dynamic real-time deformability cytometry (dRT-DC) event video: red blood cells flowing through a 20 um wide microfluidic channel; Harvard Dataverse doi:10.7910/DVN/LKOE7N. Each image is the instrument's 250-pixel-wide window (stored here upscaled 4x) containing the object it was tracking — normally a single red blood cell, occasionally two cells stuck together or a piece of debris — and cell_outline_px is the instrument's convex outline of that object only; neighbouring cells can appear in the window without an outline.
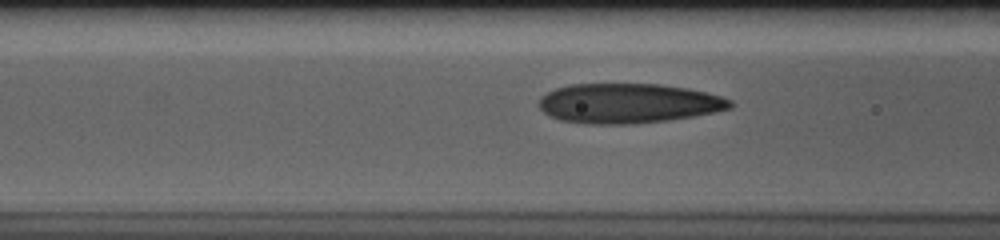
{"species": "human", "species_latin": "Homo sapiens", "temperature_condition": "cold", "stored_images_in_passage": 21, "camera_frame_rate_fps": 3000, "um_per_image_px": 0.085, "donor": {"sex": "male"}, "frame": {"image": 1, "passage_image": 18, "time_ms": 5.667, "image_size_px": [1000, 240], "cell_outline_px": [[732, 108], [692, 116], [668, 120], [636, 124], [592, 124], [560, 120], [544, 112], [540, 108], [540, 100], [548, 92], [556, 88], [568, 84], [660, 84], [688, 88], [720, 96], [732, 100]], "centroid_in_image_um": [53.42, 8.78], "position_along_channel_um": 113.2, "area_um2": 44.04}}